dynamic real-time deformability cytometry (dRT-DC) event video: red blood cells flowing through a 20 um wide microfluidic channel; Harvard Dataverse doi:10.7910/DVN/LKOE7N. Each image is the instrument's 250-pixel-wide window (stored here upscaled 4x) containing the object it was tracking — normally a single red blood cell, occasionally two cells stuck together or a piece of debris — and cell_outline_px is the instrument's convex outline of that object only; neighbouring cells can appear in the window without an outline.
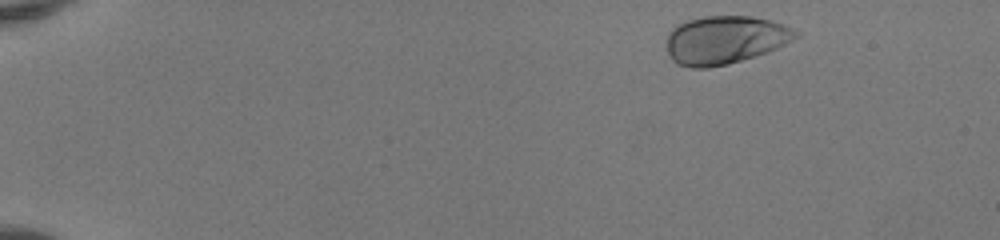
{"species": "human", "species_latin": "Homo sapiens", "temperature_condition": "room temperature", "stored_images_in_passage": 46, "camera_frame_rate_fps": 3000, "um_per_image_px": 0.085, "donor": {"sex": "female"}, "frame": {"image": 1, "passage_image": 2, "time_ms": 0.333, "image_size_px": [1000, 240], "cell_outline_px": [[800, 36], [768, 52], [728, 64], [708, 68], [692, 68], [676, 64], [672, 60], [668, 52], [668, 32], [676, 24], [688, 20], [704, 16], [752, 16], [772, 20], [784, 24], [800, 32]], "centroid_in_image_um": [61.63, 3.38], "position_along_channel_um": 23.4, "area_um2": 36.47}}
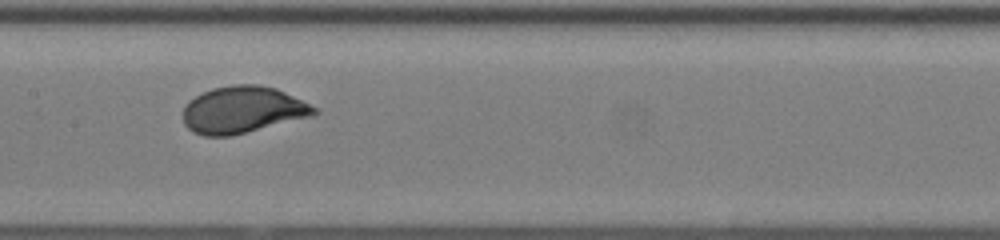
{"frame": {"image": 2, "passage_image": 23, "time_ms": 7.333, "image_size_px": [1000, 240], "cell_outline_px": [[320, 112], [312, 116], [232, 136], [204, 136], [192, 132], [184, 124], [184, 108], [188, 100], [212, 88], [232, 84], [256, 84], [276, 88], [320, 108]], "centroid_in_image_um": [20.65, 9.33], "position_along_channel_um": 186.7, "area_um2": 36.07}}
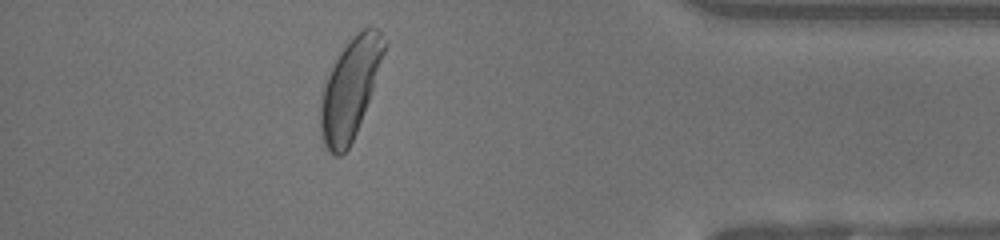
{"frame": {"image": 3, "passage_image": 41, "time_ms": 13.333, "image_size_px": [1000, 240], "cell_outline_px": [[388, 44], [368, 100], [356, 132], [348, 148], [340, 156], [336, 156], [328, 152], [324, 144], [320, 132], [320, 100], [328, 76], [340, 52], [356, 32], [364, 28], [376, 28], [388, 40]], "centroid_in_image_um": [29.76, 7.53], "position_along_channel_um": 405.4, "area_um2": 36.41}, "authors_computed_cell_mechanics": {"area_um2": 35.258, "velocity_mm_per_s": 4.1152, "shape_relaxation_time_tau1_ms": 1.9765, "shape_relaxation_time_tau2_ms": null, "deformation_change_tau1": 0.1373, "deformation_change_tau2": null}}